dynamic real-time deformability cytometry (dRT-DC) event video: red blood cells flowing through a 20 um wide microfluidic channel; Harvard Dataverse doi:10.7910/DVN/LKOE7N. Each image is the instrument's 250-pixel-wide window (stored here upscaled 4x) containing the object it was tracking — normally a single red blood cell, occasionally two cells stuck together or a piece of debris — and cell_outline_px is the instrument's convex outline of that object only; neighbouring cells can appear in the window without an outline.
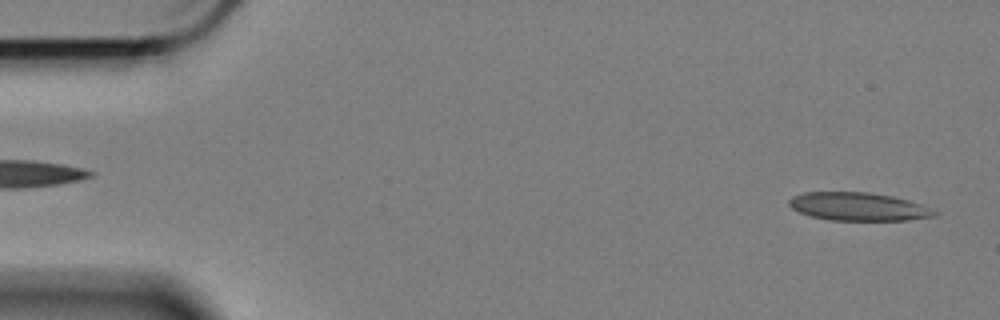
{"species": "Egyptian fruit bat (a non-hibernating species)", "species_latin": "Rousettus aegyptiacus", "temperature_condition": "cold", "stored_images_in_passage": 57, "camera_frame_rate_fps": 3000, "um_per_image_px": 0.085, "animal": {"sex": "female"}, "frame": {"image": 1, "passage_image": 2, "time_ms": 0.333, "image_size_px": [1000, 320], "cell_outline_px": [[940, 212], [936, 216], [908, 220], [832, 220], [812, 216], [800, 212], [792, 208], [788, 204], [788, 200], [792, 196], [804, 192], [868, 192], [892, 196], [908, 200], [920, 204]], "centroid_in_image_um": [72.97, 17.56], "position_along_channel_um": 12.0, "area_um2": 23.81}}
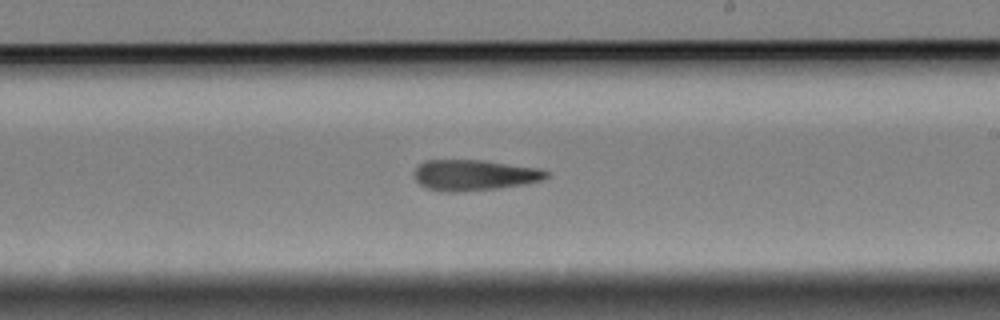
{"frame": {"image": 2, "passage_image": 33, "time_ms": 10.667, "image_size_px": [1000, 320], "cell_outline_px": [[548, 176], [544, 180], [524, 184], [500, 188], [464, 192], [444, 192], [428, 188], [420, 184], [416, 180], [416, 168], [424, 160], [484, 160], [540, 168], [548, 172]], "centroid_in_image_um": [40.35, 14.89], "position_along_channel_um": 248.6, "area_um2": 23.81}}
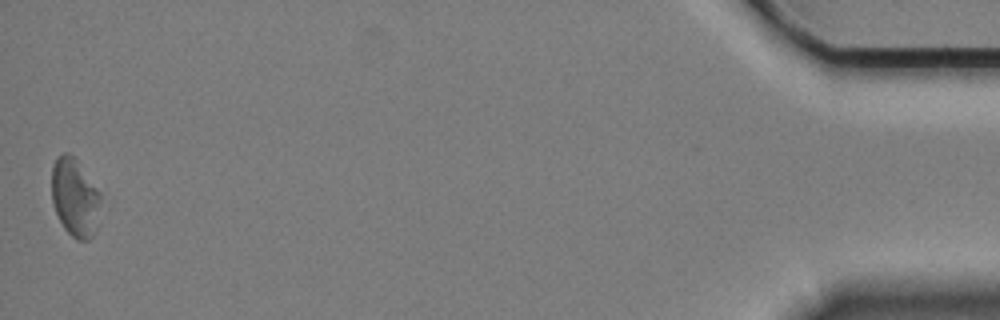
{"frame": {"image": 3, "passage_image": 57, "time_ms": 18.667, "image_size_px": [1000, 320], "cell_outline_px": [[104, 200], [100, 224], [96, 232], [88, 240], [76, 240], [64, 228], [56, 212], [52, 200], [52, 168], [56, 160], [64, 152], [68, 152], [76, 160], [104, 196]], "centroid_in_image_um": [6.46, 16.85], "position_along_channel_um": 428.7, "area_um2": 22.95}, "authors_computed_cell_mechanics": {"area_um2": 23.987, "velocity_mm_per_s": 3.3897, "shape_relaxation_time_tau1_ms": 6.3319, "shape_relaxation_time_tau2_ms": 6.6759, "deformation_change_tau1": 0.1651, "deformation_change_tau2": 0.1771}}